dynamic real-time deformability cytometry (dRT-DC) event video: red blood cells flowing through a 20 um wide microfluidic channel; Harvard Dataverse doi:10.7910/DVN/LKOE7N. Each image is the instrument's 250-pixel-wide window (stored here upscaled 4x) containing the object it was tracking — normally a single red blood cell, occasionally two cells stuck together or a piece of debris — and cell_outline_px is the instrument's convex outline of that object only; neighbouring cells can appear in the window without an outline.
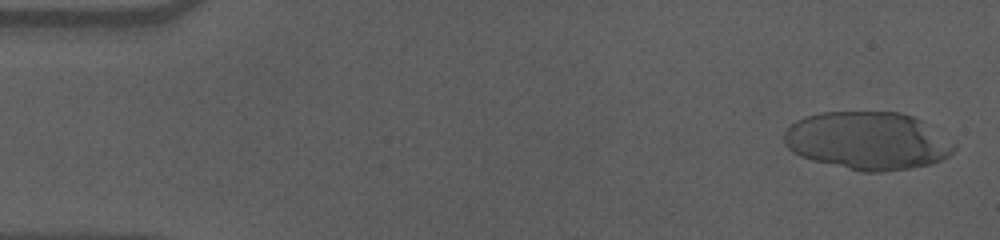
{"species": "human", "species_latin": "Homo sapiens", "temperature_condition": "cold", "stored_images_in_passage": 56, "camera_frame_rate_fps": 3000, "um_per_image_px": 0.085, "donor": {"sex": "male"}, "frame": {"image": 1, "passage_image": 2, "time_ms": 0.333, "image_size_px": [1000, 240], "cell_outline_px": [[956, 148], [948, 156], [940, 160], [928, 164], [908, 168], [880, 172], [860, 172], [812, 160], [800, 156], [788, 148], [784, 144], [784, 132], [796, 120], [820, 112], [900, 112], [912, 116], [920, 120], [956, 144]], "centroid_in_image_um": [73.72, 11.97], "position_along_channel_um": 11.3, "area_um2": 57.05}}
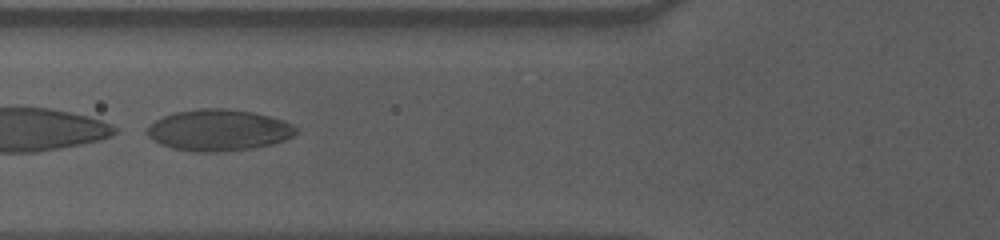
{"frame": {"image": 2, "passage_image": 22, "time_ms": 7.0, "image_size_px": [1000, 240], "cell_outline_px": [[300, 128], [292, 136], [284, 140], [272, 144], [252, 148], [216, 152], [192, 152], [172, 148], [160, 144], [152, 140], [144, 132], [144, 128], [148, 124], [164, 116], [176, 112], [200, 108], [224, 108], [252, 112], [284, 120]], "centroid_in_image_um": [18.54, 11.06], "position_along_channel_um": 107.3, "area_um2": 36.18}}
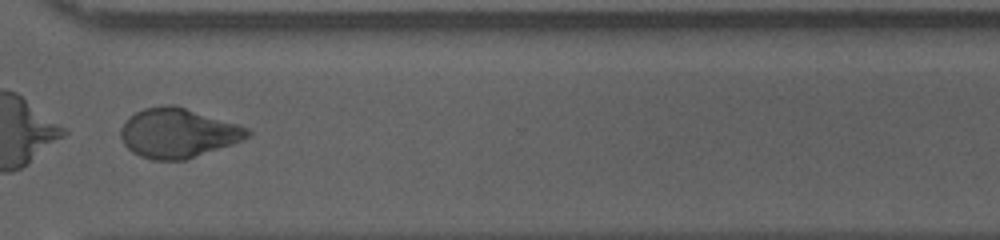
{"frame": {"image": 3, "passage_image": 43, "time_ms": 14.0, "image_size_px": [1000, 240], "cell_outline_px": [[252, 132], [244, 140], [184, 160], [152, 160], [140, 156], [132, 152], [124, 144], [120, 136], [120, 128], [128, 116], [144, 108], [164, 104], [176, 104], [248, 128]], "centroid_in_image_um": [15.09, 11.29], "position_along_channel_um": 355.5, "area_um2": 36.65}}